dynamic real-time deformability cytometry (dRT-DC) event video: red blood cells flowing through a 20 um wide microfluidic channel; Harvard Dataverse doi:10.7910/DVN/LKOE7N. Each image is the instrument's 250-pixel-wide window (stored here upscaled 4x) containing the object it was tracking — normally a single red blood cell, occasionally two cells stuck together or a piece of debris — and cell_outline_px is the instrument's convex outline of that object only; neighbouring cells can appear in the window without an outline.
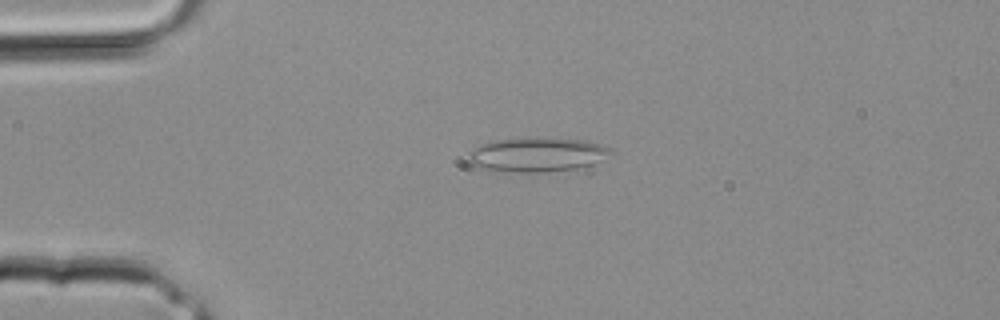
{"species": "common noctule bat (a hibernating species)", "species_latin": "Nyctalus noctula", "temperature_condition": "room temperature", "stored_images_in_passage": 3, "camera_frame_rate_fps": 3000, "um_per_image_px": 0.085, "animal": {"sex": "male", "body_mass_g": 20.4}, "frame": {"image": 1, "passage_image": 2, "time_ms": 0.333, "image_size_px": [1000, 320], "cell_outline_px": [[612, 152], [592, 164], [576, 168], [544, 172], [488, 172], [472, 164], [468, 160], [468, 152], [472, 148], [480, 144], [492, 140], [544, 136], [552, 136], [588, 140], [600, 144], [608, 148]], "centroid_in_image_um": [45.56, 13.12], "position_along_channel_um": 39.4, "area_um2": 29.25}}